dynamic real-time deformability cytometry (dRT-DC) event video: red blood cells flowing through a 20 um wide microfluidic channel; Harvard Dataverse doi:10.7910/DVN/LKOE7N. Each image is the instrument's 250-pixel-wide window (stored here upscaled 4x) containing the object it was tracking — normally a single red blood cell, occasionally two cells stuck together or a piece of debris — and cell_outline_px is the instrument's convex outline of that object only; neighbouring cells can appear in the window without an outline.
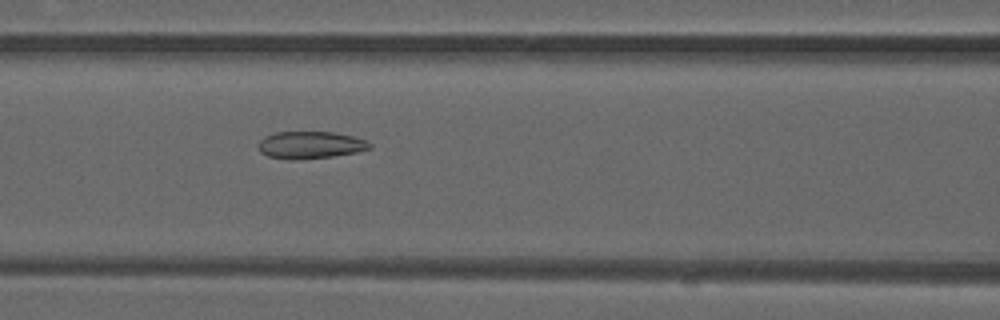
{"species": "common noctule bat (a hibernating species)", "species_latin": "Nyctalus noctula", "temperature_condition": "warm", "stored_images_in_passage": 35, "camera_frame_rate_fps": 3000, "um_per_image_px": 0.085, "animal": {"sex": "male", "forearm_length_mm": 52.5}, "frame": {"image": 1, "passage_image": 6, "time_ms": 1.667, "image_size_px": [1000, 320], "cell_outline_px": [[372, 148], [356, 152], [332, 156], [292, 160], [288, 160], [268, 156], [260, 152], [260, 140], [264, 136], [276, 132], [332, 132], [352, 136], [364, 140], [372, 144]], "centroid_in_image_um": [26.37, 12.32], "position_along_channel_um": 140.2, "area_um2": 17.51}}
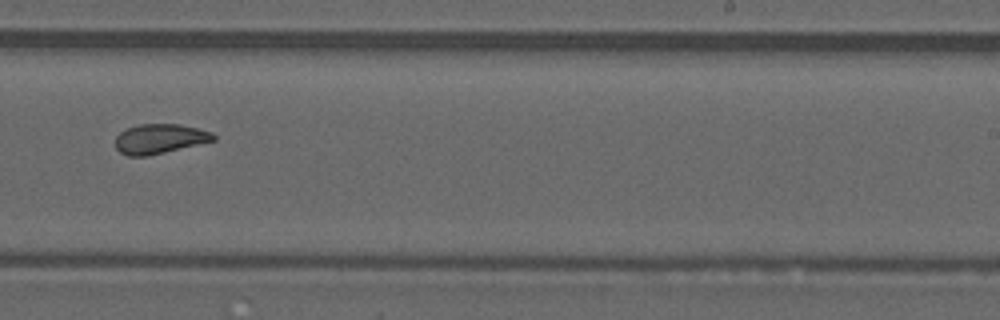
{"frame": {"image": 2, "passage_image": 16, "time_ms": 5.0, "image_size_px": [1000, 320], "cell_outline_px": [[216, 140], [148, 156], [128, 156], [120, 152], [116, 148], [116, 136], [120, 132], [128, 128], [140, 124], [180, 124], [212, 132], [216, 136]], "centroid_in_image_um": [13.58, 11.8], "position_along_channel_um": 275.4, "area_um2": 16.88}}
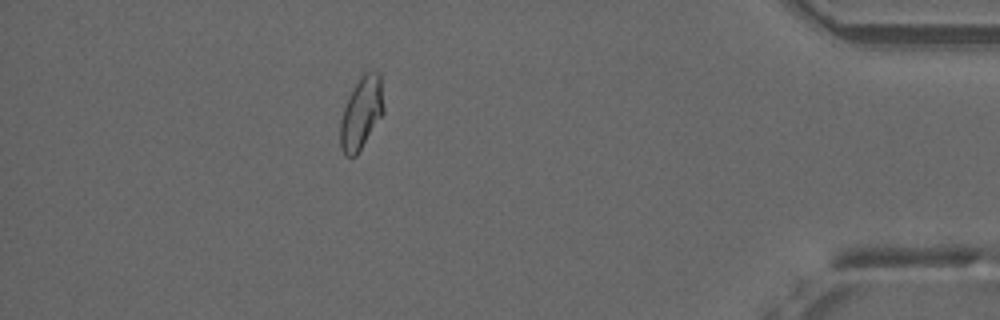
{"frame": {"image": 3, "passage_image": 29, "time_ms": 9.333, "image_size_px": [1000, 320], "cell_outline_px": [[384, 112], [356, 156], [344, 156], [340, 148], [340, 120], [344, 108], [352, 88], [360, 76], [364, 72], [380, 72], [384, 108]], "centroid_in_image_um": [30.7, 9.6], "position_along_channel_um": 404.5, "area_um2": 18.26}, "authors_computed_cell_mechanics": {"area_um2": 17.5134, "velocity_mm_per_s": 4.0702, "shape_relaxation_time_tau1_ms": null, "shape_relaxation_time_tau2_ms": 1.4179, "deformation_change_tau1": null, "deformation_change_tau2": 0.0677}}